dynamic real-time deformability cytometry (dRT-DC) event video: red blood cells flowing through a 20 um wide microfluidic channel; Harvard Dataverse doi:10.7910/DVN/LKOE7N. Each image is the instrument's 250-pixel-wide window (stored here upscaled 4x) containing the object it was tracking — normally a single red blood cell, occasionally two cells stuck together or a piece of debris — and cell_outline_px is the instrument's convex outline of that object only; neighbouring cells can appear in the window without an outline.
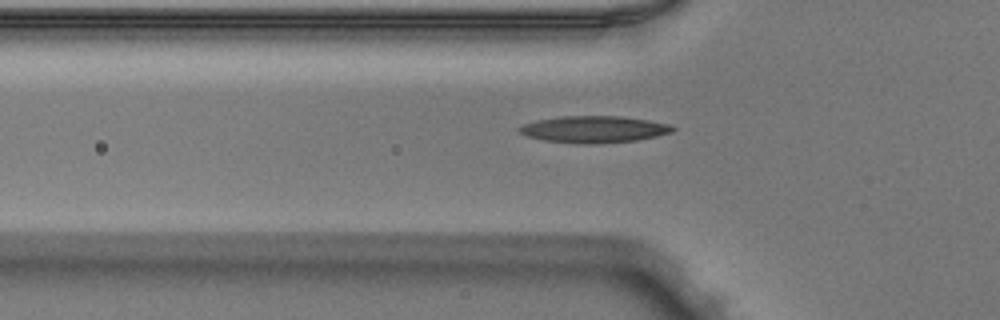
{"species": "Egyptian fruit bat (a non-hibernating species)", "species_latin": "Rousettus aegyptiacus", "temperature_condition": "warm", "stored_images_in_passage": 39, "camera_frame_rate_fps": 3000, "um_per_image_px": 0.085, "animal": {"sex": "male"}, "frame": {"image": 1, "passage_image": 9, "time_ms": 2.667, "image_size_px": [1000, 320], "cell_outline_px": [[676, 128], [672, 132], [656, 136], [636, 140], [588, 144], [584, 144], [544, 140], [528, 136], [520, 132], [516, 128], [524, 124], [536, 120], [560, 116], [620, 116], [648, 120], [672, 124]], "centroid_in_image_um": [50.5, 10.98], "position_along_channel_um": 75.3, "area_um2": 23.81}}
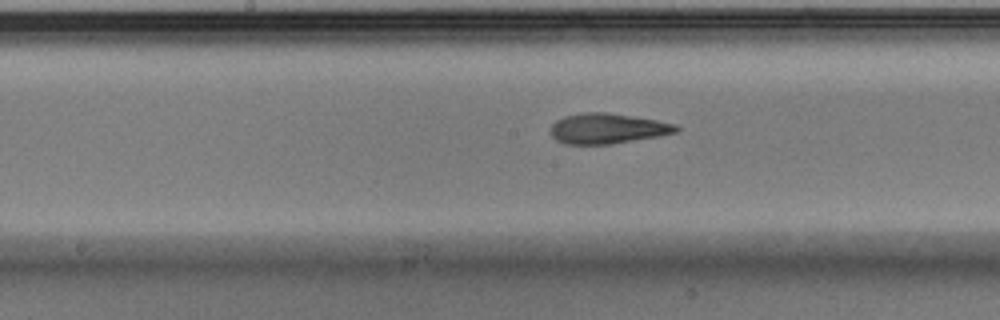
{"frame": {"image": 2, "passage_image": 18, "time_ms": 5.667, "image_size_px": [1000, 320], "cell_outline_px": [[680, 128], [676, 132], [656, 136], [612, 144], [564, 144], [556, 140], [552, 136], [552, 124], [556, 120], [564, 116], [584, 112], [604, 112], [656, 120], [676, 124]], "centroid_in_image_um": [51.6, 10.92], "position_along_channel_um": 196.6, "area_um2": 21.91}}
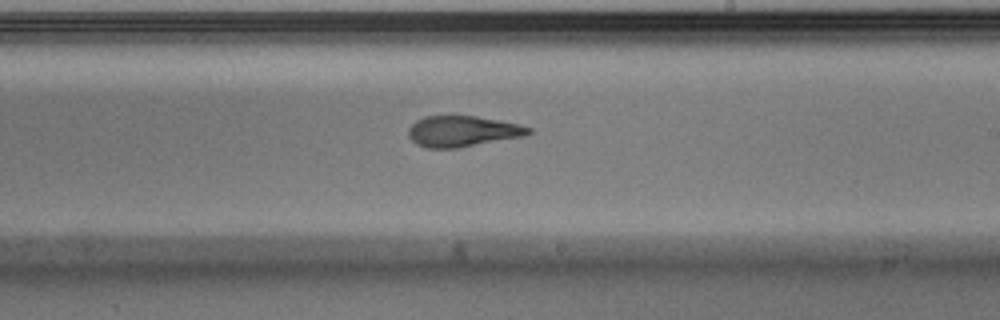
{"frame": {"image": 3, "passage_image": 22, "time_ms": 7.0, "image_size_px": [1000, 320], "cell_outline_px": [[532, 132], [524, 136], [456, 148], [428, 148], [416, 144], [408, 136], [408, 128], [416, 120], [424, 116], [476, 116], [500, 120], [532, 128]], "centroid_in_image_um": [39.28, 11.15], "position_along_channel_um": 249.7, "area_um2": 21.5}}